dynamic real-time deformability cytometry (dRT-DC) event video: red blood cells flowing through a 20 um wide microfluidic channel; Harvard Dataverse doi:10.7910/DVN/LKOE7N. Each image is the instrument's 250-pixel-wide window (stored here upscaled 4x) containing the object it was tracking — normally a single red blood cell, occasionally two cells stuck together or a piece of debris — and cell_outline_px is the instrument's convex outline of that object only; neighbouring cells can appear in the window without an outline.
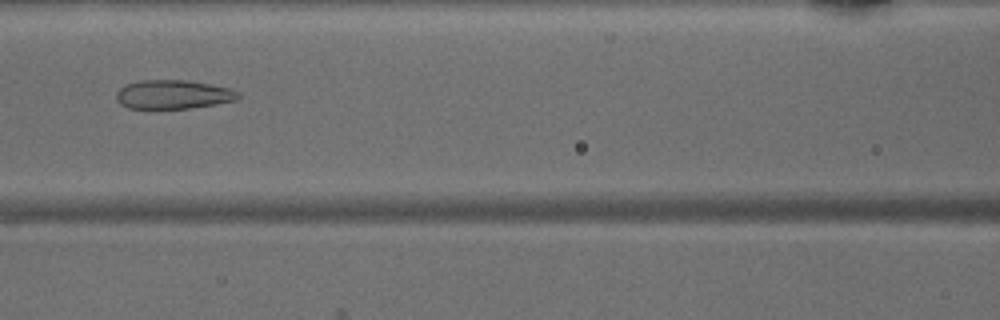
{"species": "common noctule bat (a hibernating species)", "species_latin": "Nyctalus noctula", "temperature_condition": "warm", "stored_images_in_passage": 46, "camera_frame_rate_fps": 3000, "um_per_image_px": 0.085, "animal": {"sex": "male", "body_mass_g": 15.6}, "frame": {"image": 1, "passage_image": 20, "time_ms": 6.333, "image_size_px": [1000, 320], "cell_outline_px": [[244, 96], [240, 100], [216, 104], [188, 108], [128, 108], [120, 104], [116, 100], [116, 92], [120, 88], [128, 84], [140, 80], [184, 80], [212, 84], [228, 88], [240, 92]], "centroid_in_image_um": [14.78, 8.03], "position_along_channel_um": 151.8, "area_um2": 20.69}}
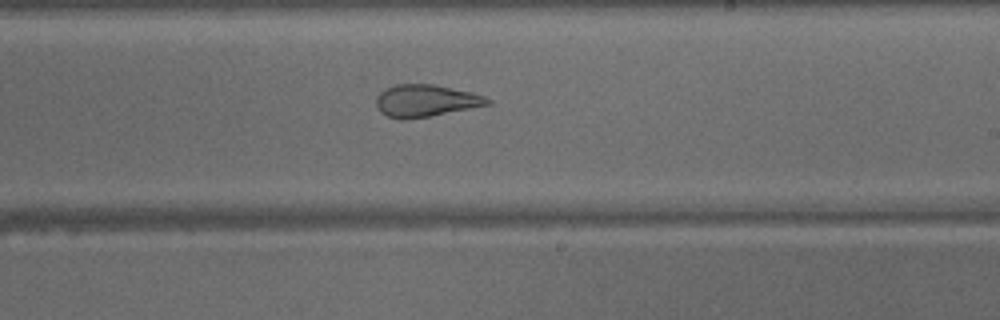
{"frame": {"image": 2, "passage_image": 27, "time_ms": 8.667, "image_size_px": [1000, 320], "cell_outline_px": [[492, 104], [432, 116], [408, 120], [404, 120], [388, 116], [380, 112], [376, 108], [376, 96], [380, 92], [396, 84], [432, 84], [472, 92], [484, 96], [492, 100]], "centroid_in_image_um": [36.19, 8.57], "position_along_channel_um": 252.8, "area_um2": 21.04}}
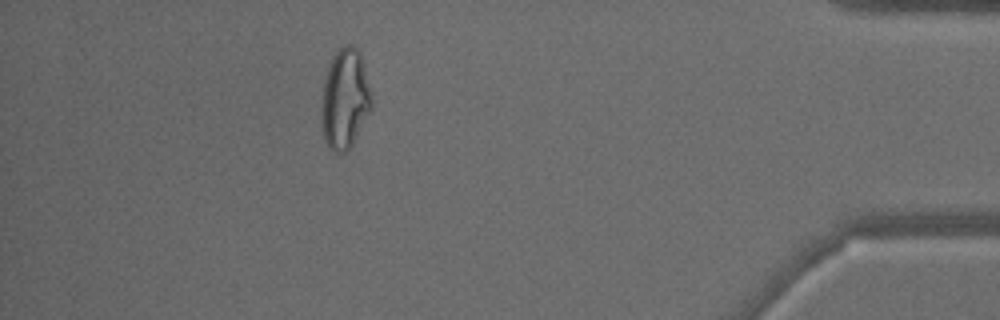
{"frame": {"image": 3, "passage_image": 41, "time_ms": 13.333, "image_size_px": [1000, 320], "cell_outline_px": [[372, 108], [352, 144], [344, 152], [336, 152], [328, 148], [324, 140], [320, 120], [320, 112], [324, 80], [332, 56], [336, 48], [348, 44], [352, 44], [360, 52], [372, 100]], "centroid_in_image_um": [29.28, 8.4], "position_along_channel_um": 405.9, "area_um2": 29.3}}